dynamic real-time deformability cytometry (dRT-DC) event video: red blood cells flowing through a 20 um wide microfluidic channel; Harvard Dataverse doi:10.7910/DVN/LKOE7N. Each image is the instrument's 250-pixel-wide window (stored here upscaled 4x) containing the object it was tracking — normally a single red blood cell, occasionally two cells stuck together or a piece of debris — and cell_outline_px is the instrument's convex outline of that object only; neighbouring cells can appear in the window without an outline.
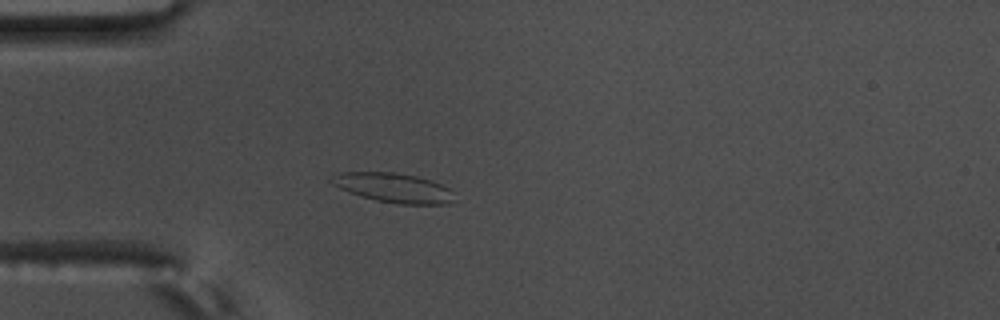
{"species": "common noctule bat (a hibernating species)", "species_latin": "Nyctalus noctula", "temperature_condition": "warm", "stored_images_in_passage": 58, "camera_frame_rate_fps": 3000, "um_per_image_px": 0.085, "animal": {"sex": "male", "body_mass_g": 17.5, "forearm_length_mm": 52.3}, "frame": {"image": 1, "passage_image": 17, "time_ms": 5.333, "image_size_px": [1000, 320], "cell_outline_px": [[452, 200], [448, 204], [396, 204], [376, 200], [360, 196], [348, 192], [332, 184], [328, 180], [340, 172], [396, 172], [416, 176], [440, 184], [448, 188]], "centroid_in_image_um": [33.37, 15.96], "position_along_channel_um": 51.6, "area_um2": 20.81}}
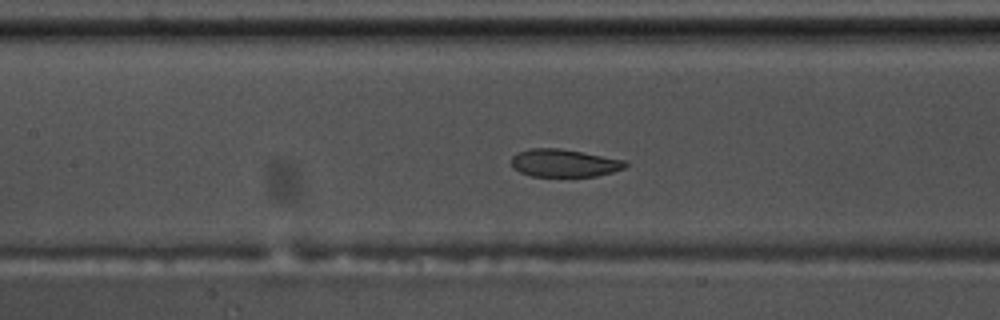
{"frame": {"image": 2, "passage_image": 27, "time_ms": 8.667, "image_size_px": [1000, 320], "cell_outline_px": [[628, 164], [624, 168], [612, 172], [596, 176], [532, 176], [520, 172], [512, 168], [512, 156], [516, 152], [532, 148], [560, 148], [624, 160]], "centroid_in_image_um": [47.91, 13.85], "position_along_channel_um": 159.5, "area_um2": 18.32}}
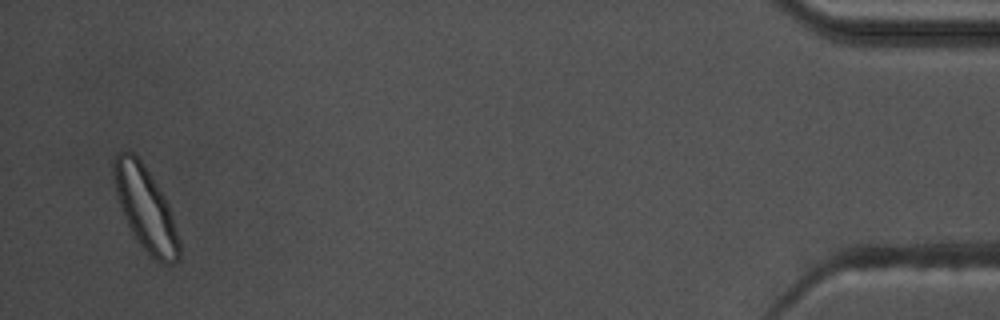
{"frame": {"image": 3, "passage_image": 56, "time_ms": 18.333, "image_size_px": [1000, 320], "cell_outline_px": [[180, 260], [172, 264], [164, 264], [156, 260], [136, 240], [124, 216], [116, 192], [112, 176], [112, 160], [120, 152], [136, 152], [152, 176], [164, 196], [168, 204], [172, 216], [180, 244]], "centroid_in_image_um": [12.36, 17.69], "position_along_channel_um": 422.8, "area_um2": 31.73}, "authors_computed_cell_mechanics": {"area_um2": 21.2415, "velocity_mm_per_s": 3.5789, "shape_relaxation_time_tau1_ms": 4.4319, "shape_relaxation_time_tau2_ms": 1.8614, "deformation_change_tau1": 0.1333, "deformation_change_tau2": 0.0632}}